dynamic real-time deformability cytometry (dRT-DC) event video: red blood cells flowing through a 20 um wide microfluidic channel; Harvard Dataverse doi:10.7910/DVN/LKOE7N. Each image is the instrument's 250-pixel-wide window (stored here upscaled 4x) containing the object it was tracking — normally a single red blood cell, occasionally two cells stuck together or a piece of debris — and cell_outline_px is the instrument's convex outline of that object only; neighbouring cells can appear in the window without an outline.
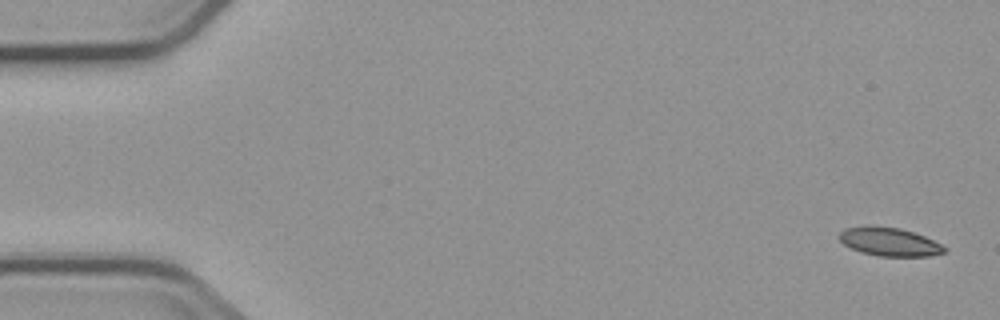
{"species": "common noctule bat (a hibernating species)", "species_latin": "Nyctalus noctula", "temperature_condition": "cold", "stored_images_in_passage": 5, "camera_frame_rate_fps": 3000, "um_per_image_px": 0.085, "animal": {"sex": "male", "body_mass_g": 23.1, "forearm_length_mm": 52.7}, "frame": {"image": 1, "passage_image": 1, "time_ms": 0.0, "image_size_px": [1000, 320], "cell_outline_px": [[948, 252], [928, 256], [880, 256], [860, 252], [844, 244], [840, 240], [840, 232], [844, 228], [868, 224], [900, 228], [924, 236], [948, 248]], "centroid_in_image_um": [75.59, 20.54], "position_along_channel_um": 9.4, "area_um2": 17.57}}
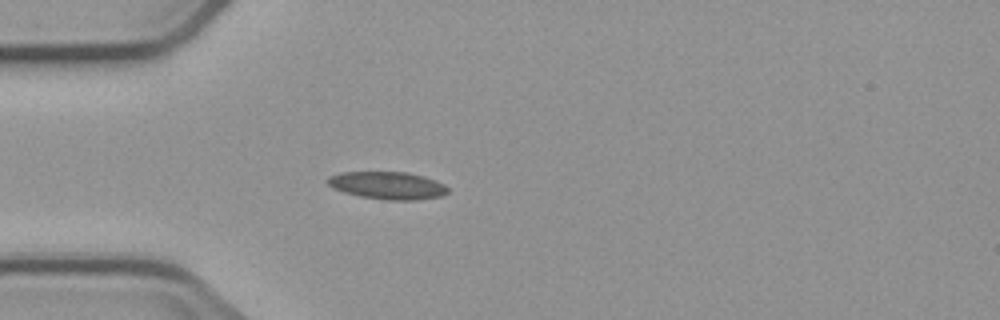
{"frame": {"image": 2, "passage_image": 5, "time_ms": 4.667, "image_size_px": [1000, 320], "cell_outline_px": [[448, 192], [440, 196], [416, 200], [388, 200], [360, 196], [344, 192], [332, 188], [324, 180], [328, 176], [340, 172], [408, 172], [424, 176], [436, 180], [444, 184], [448, 188]], "centroid_in_image_um": [32.91, 15.75], "position_along_channel_um": 52.1, "area_um2": 19.42}}